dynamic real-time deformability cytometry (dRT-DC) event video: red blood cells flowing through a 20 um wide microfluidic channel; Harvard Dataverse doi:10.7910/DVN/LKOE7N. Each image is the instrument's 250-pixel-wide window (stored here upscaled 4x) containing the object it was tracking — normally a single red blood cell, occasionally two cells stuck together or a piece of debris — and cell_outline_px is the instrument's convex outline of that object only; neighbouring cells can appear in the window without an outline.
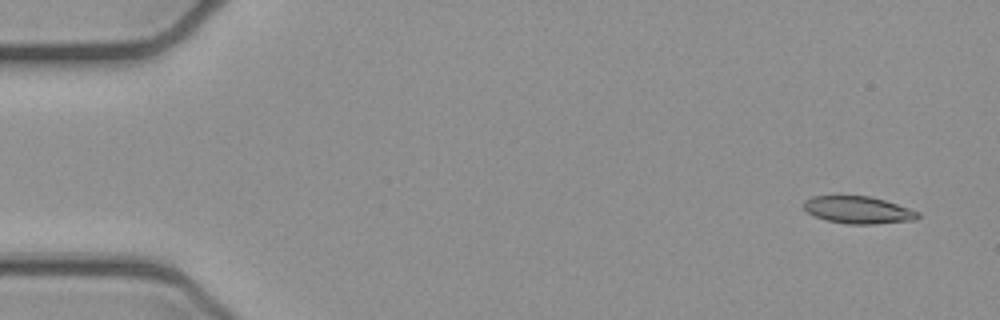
{"species": "common noctule bat (a hibernating species)", "species_latin": "Nyctalus noctula", "temperature_condition": "cold", "stored_images_in_passage": 6, "camera_frame_rate_fps": 3000, "um_per_image_px": 0.085, "animal": {"sex": "female", "body_mass_g": 21.9}, "frame": {"image": 1, "passage_image": 1, "time_ms": 0.0, "image_size_px": [1000, 320], "cell_outline_px": [[920, 216], [916, 220], [876, 224], [848, 224], [828, 220], [816, 216], [808, 212], [804, 208], [804, 200], [812, 196], [868, 196], [884, 200], [920, 212]], "centroid_in_image_um": [72.97, 17.85], "position_along_channel_um": 12.0, "area_um2": 17.98}}
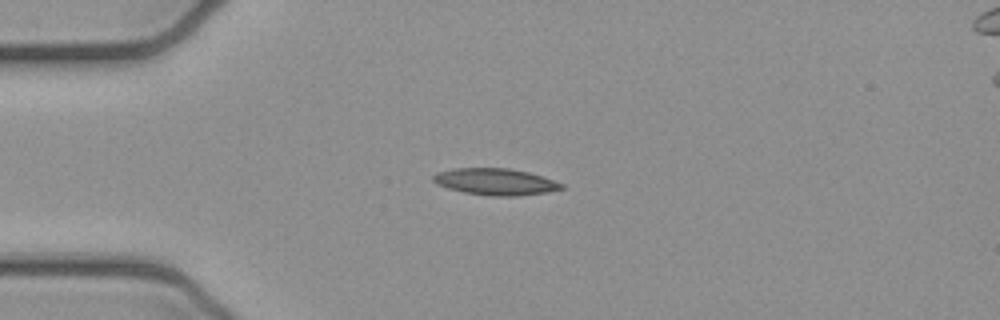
{"frame": {"image": 2, "passage_image": 4, "time_ms": 1.0, "image_size_px": [1000, 320], "cell_outline_px": [[564, 188], [548, 192], [516, 196], [492, 196], [464, 192], [448, 188], [436, 184], [432, 180], [432, 176], [436, 172], [452, 168], [508, 168], [528, 172], [564, 184]], "centroid_in_image_um": [42.07, 15.44], "position_along_channel_um": 42.9, "area_um2": 19.88}}
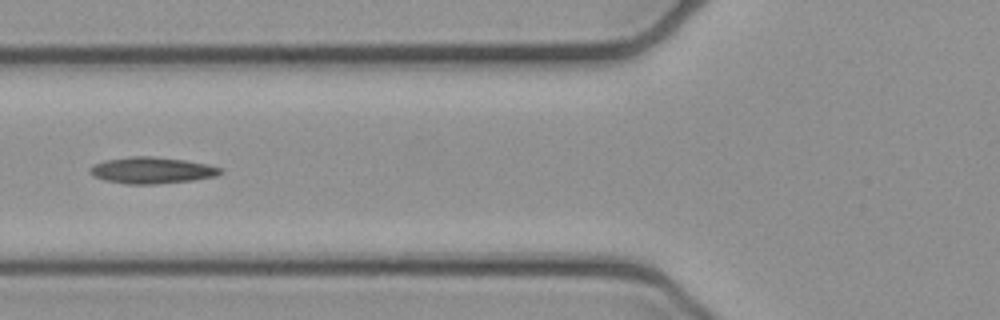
{"frame": {"image": 3, "passage_image": 6, "time_ms": 1.667, "image_size_px": [1000, 320], "cell_outline_px": [[224, 172], [216, 176], [192, 180], [156, 184], [128, 184], [104, 180], [92, 176], [88, 172], [88, 168], [92, 164], [104, 160], [132, 156], [152, 156], [184, 160], [208, 164], [224, 168]], "centroid_in_image_um": [12.88, 14.47], "position_along_channel_um": 112.9, "area_um2": 20.35}}